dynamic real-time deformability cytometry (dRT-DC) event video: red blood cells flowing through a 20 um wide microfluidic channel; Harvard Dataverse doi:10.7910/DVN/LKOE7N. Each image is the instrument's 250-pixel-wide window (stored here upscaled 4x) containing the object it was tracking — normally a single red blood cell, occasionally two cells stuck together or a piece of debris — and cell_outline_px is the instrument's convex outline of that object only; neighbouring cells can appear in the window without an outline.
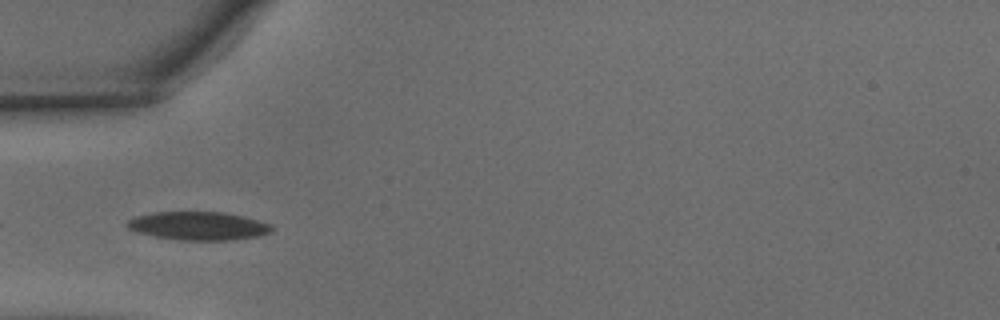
{"species": "common noctule bat (a hibernating species)", "species_latin": "Nyctalus noctula", "temperature_condition": "warm", "stored_images_in_passage": 17, "camera_frame_rate_fps": 3000, "um_per_image_px": 0.085, "animal": {"sex": "male", "body_mass_g": 15.6}, "frame": {"image": 1, "passage_image": 15, "time_ms": 4.667, "image_size_px": [1000, 320], "cell_outline_px": [[276, 228], [272, 232], [260, 236], [228, 240], [176, 240], [156, 236], [140, 232], [128, 228], [124, 224], [128, 220], [136, 216], [152, 212], [224, 212], [244, 216], [268, 224]], "centroid_in_image_um": [16.88, 19.2], "position_along_channel_um": 68.1, "area_um2": 23.87}}